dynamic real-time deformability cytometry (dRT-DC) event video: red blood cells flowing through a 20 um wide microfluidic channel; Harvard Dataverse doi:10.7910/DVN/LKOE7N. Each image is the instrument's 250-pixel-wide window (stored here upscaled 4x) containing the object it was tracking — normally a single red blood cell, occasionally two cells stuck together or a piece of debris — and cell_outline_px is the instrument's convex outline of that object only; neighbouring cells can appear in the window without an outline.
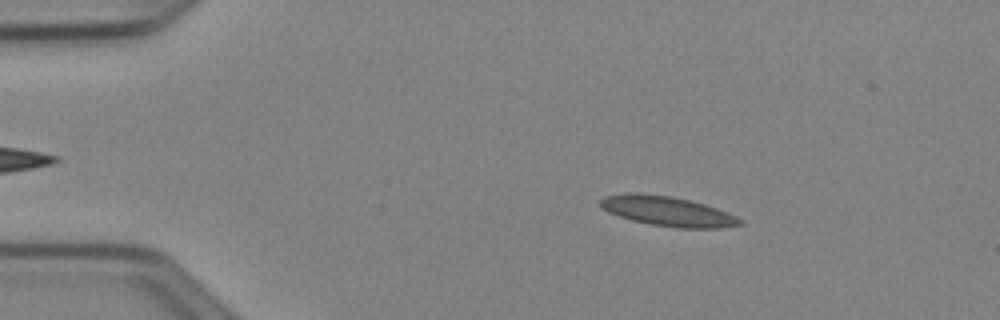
{"species": "Egyptian fruit bat (a non-hibernating species)", "species_latin": "Rousettus aegyptiacus", "temperature_condition": "cold", "stored_images_in_passage": 50, "camera_frame_rate_fps": 3000, "um_per_image_px": 0.085, "animal": {"sex": "female"}, "frame": {"image": 1, "passage_image": 8, "time_ms": 2.333, "image_size_px": [1000, 320], "cell_outline_px": [[744, 224], [720, 228], [680, 228], [652, 224], [632, 220], [608, 212], [600, 208], [600, 200], [604, 196], [628, 192], [636, 192], [672, 196], [704, 204], [716, 208], [736, 216], [744, 220]], "centroid_in_image_um": [56.73, 17.94], "position_along_channel_um": 28.3, "area_um2": 24.22}}
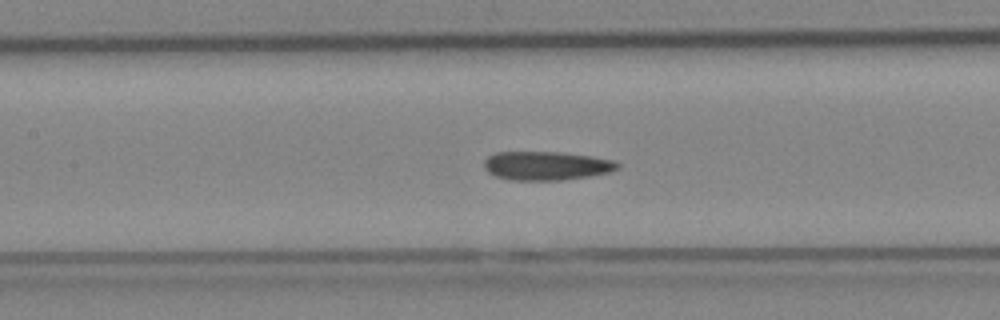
{"frame": {"image": 2, "passage_image": 23, "time_ms": 7.333, "image_size_px": [1000, 320], "cell_outline_px": [[620, 168], [608, 172], [588, 176], [564, 180], [512, 180], [496, 176], [488, 172], [484, 168], [484, 160], [488, 156], [496, 152], [560, 152], [592, 156], [616, 160], [620, 164]], "centroid_in_image_um": [46.46, 14.08], "position_along_channel_um": 160.9, "area_um2": 22.48}}
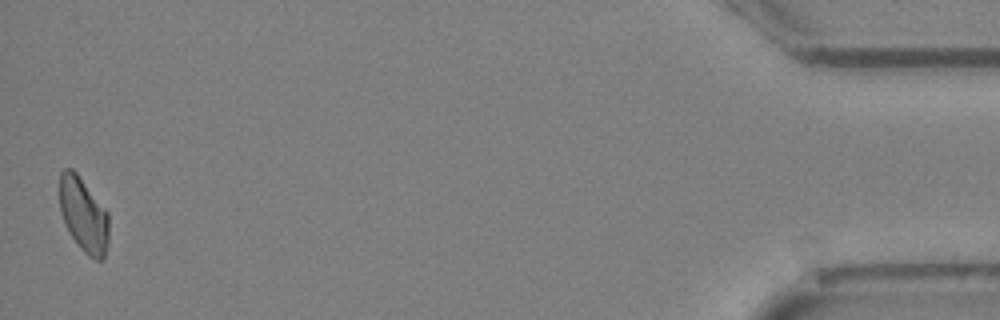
{"frame": {"image": 3, "passage_image": 50, "time_ms": 16.333, "image_size_px": [1000, 320], "cell_outline_px": [[108, 244], [104, 260], [96, 260], [88, 256], [80, 248], [72, 236], [60, 212], [60, 172], [64, 168], [72, 168], [76, 172], [108, 212]], "centroid_in_image_um": [7.12, 18.27], "position_along_channel_um": 428.1, "area_um2": 21.27}, "authors_computed_cell_mechanics": {"area_um2": 22.6576, "velocity_mm_per_s": 3.9576, "shape_relaxation_time_tau1_ms": null, "shape_relaxation_time_tau2_ms": 5.5678, "deformation_change_tau1": null, "deformation_change_tau2": 0.1366}}